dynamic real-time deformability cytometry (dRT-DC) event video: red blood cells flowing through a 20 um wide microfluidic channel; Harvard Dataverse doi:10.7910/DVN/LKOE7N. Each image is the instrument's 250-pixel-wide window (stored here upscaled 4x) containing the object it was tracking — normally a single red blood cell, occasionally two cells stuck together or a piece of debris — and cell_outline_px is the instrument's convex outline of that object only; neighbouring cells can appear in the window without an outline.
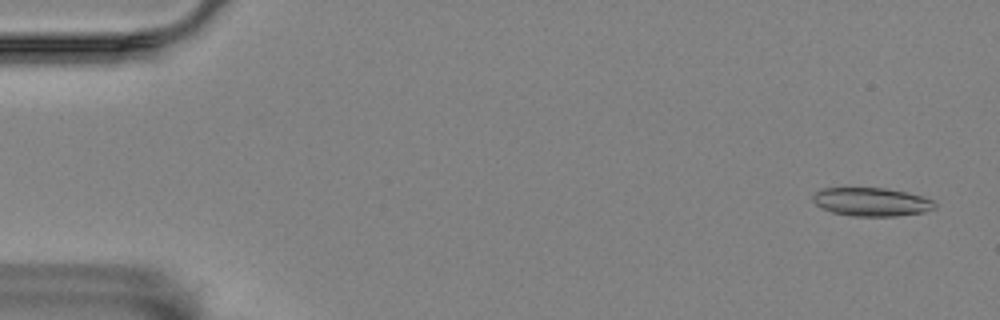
{"species": "Egyptian fruit bat (a non-hibernating species)", "species_latin": "Rousettus aegyptiacus", "temperature_condition": "room temperature", "stored_images_in_passage": 55, "camera_frame_rate_fps": 3000, "um_per_image_px": 0.085, "animal": {"sex": "female"}, "frame": {"image": 1, "passage_image": 1, "time_ms": 0.0, "image_size_px": [1000, 320], "cell_outline_px": [[936, 208], [924, 212], [896, 216], [852, 216], [832, 212], [816, 204], [812, 200], [812, 196], [820, 188], [884, 188], [904, 192], [920, 196], [932, 200], [936, 204]], "centroid_in_image_um": [74.06, 17.16], "position_along_channel_um": 10.9, "area_um2": 20.06}}
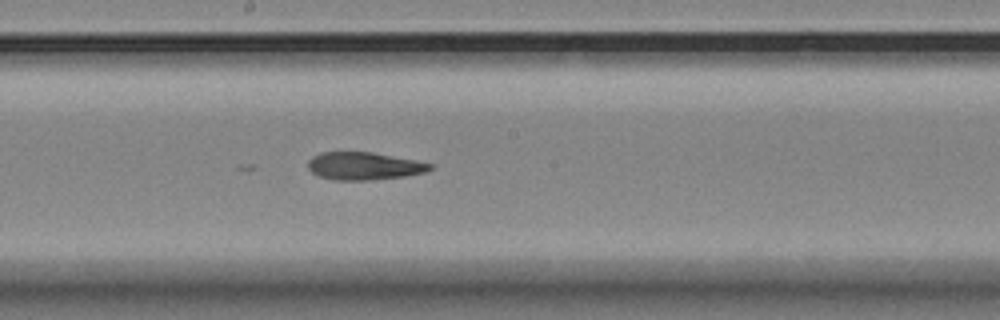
{"frame": {"image": 2, "passage_image": 29, "time_ms": 9.333, "image_size_px": [1000, 320], "cell_outline_px": [[436, 164], [432, 168], [424, 172], [404, 176], [372, 180], [332, 180], [320, 176], [312, 172], [308, 168], [308, 160], [312, 156], [320, 152], [372, 152], [416, 160]], "centroid_in_image_um": [30.94, 14.11], "position_along_channel_um": 217.3, "area_um2": 19.77}}
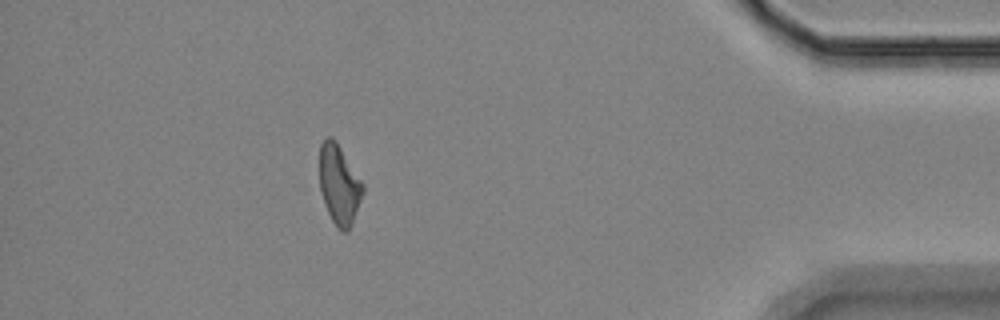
{"frame": {"image": 3, "passage_image": 49, "time_ms": 16.0, "image_size_px": [1000, 320], "cell_outline_px": [[364, 192], [352, 224], [348, 232], [340, 232], [336, 228], [324, 204], [320, 188], [320, 144], [328, 136], [332, 136], [336, 140], [364, 184]], "centroid_in_image_um": [28.84, 15.71], "position_along_channel_um": 406.4, "area_um2": 20.29}, "authors_computed_cell_mechanics": {"area_um2": 20.2878, "velocity_mm_per_s": 3.5201, "shape_relaxation_time_tau1_ms": null, "shape_relaxation_time_tau2_ms": 8.4612, "deformation_change_tau1": null, "deformation_change_tau2": 0.2034}}